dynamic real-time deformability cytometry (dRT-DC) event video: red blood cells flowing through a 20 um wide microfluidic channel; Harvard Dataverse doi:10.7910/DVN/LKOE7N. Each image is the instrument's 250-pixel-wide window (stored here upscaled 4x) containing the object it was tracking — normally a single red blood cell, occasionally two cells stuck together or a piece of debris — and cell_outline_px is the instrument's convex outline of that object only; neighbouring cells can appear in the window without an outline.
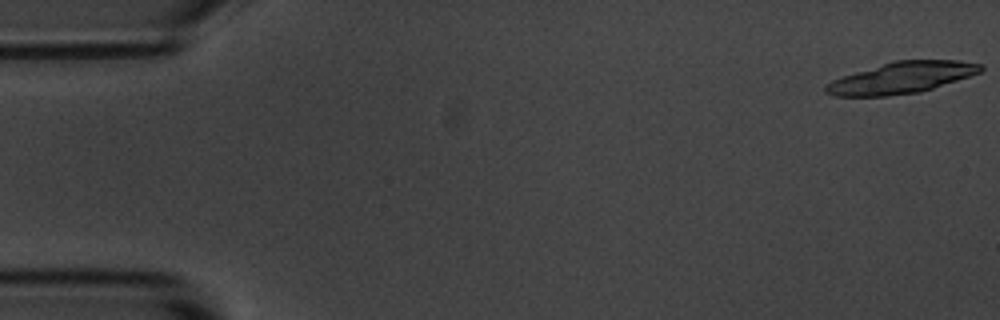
{"species": "common noctule bat (a hibernating species)", "species_latin": "Nyctalus noctula", "temperature_condition": "room temperature", "stored_images_in_passage": 9, "camera_frame_rate_fps": 3000, "um_per_image_px": 0.085, "animal": {"sex": "male", "body_mass_g": 20.1, "forearm_length_mm": 53.5}, "frame": {"image": 1, "passage_image": 1, "time_ms": 0.0, "image_size_px": [1000, 320], "cell_outline_px": [[984, 68], [980, 72], [920, 92], [888, 96], [836, 96], [824, 92], [824, 88], [832, 80], [856, 72], [896, 60], [956, 60], [984, 64]], "centroid_in_image_um": [76.64, 6.61], "position_along_channel_um": 8.4, "area_um2": 27.86}}